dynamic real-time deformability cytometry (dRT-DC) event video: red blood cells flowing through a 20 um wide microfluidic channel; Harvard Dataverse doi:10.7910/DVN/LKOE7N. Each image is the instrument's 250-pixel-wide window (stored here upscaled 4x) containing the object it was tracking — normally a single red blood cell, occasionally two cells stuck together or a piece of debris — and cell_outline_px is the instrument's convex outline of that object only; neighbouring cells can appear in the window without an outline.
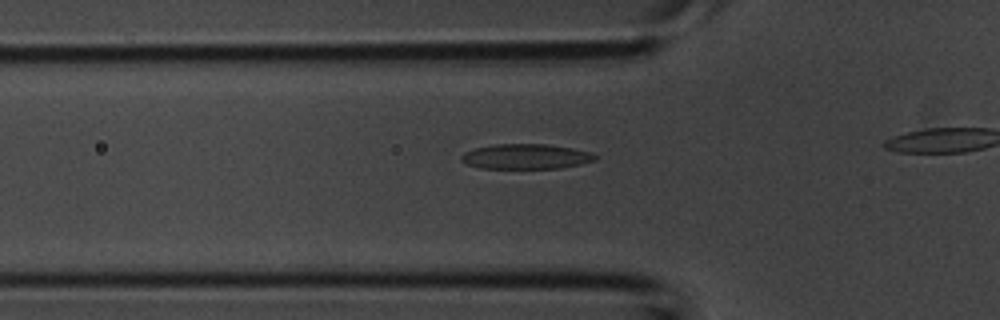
{"species": "common noctule bat (a hibernating species)", "species_latin": "Nyctalus noctula", "temperature_condition": "room temperature", "stored_images_in_passage": 11, "camera_frame_rate_fps": 3000, "um_per_image_px": 0.085, "animal": {"sex": "male", "body_mass_g": 20.1, "forearm_length_mm": 53.5}, "frame": {"image": 1, "passage_image": 7, "time_ms": 2.0, "image_size_px": [1000, 320], "cell_outline_px": [[596, 160], [580, 164], [560, 168], [480, 168], [468, 164], [460, 160], [460, 156], [464, 152], [476, 148], [492, 144], [544, 144], [572, 148], [592, 152], [596, 156]], "centroid_in_image_um": [44.69, 13.3], "position_along_channel_um": 81.1, "area_um2": 19.48}}
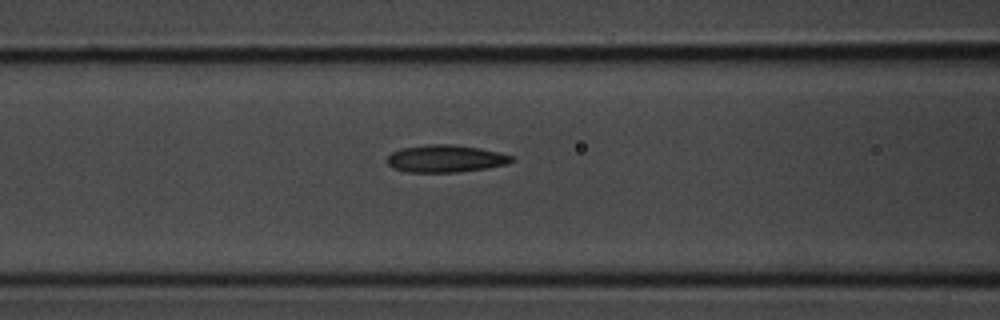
{"frame": {"image": 2, "passage_image": 10, "time_ms": 3.0, "image_size_px": [1000, 320], "cell_outline_px": [[516, 160], [508, 164], [488, 168], [456, 172], [408, 172], [392, 168], [388, 164], [388, 156], [392, 152], [400, 148], [424, 144], [452, 144], [480, 148], [512, 156]], "centroid_in_image_um": [37.87, 13.48], "position_along_channel_um": 128.7, "area_um2": 19.94}}